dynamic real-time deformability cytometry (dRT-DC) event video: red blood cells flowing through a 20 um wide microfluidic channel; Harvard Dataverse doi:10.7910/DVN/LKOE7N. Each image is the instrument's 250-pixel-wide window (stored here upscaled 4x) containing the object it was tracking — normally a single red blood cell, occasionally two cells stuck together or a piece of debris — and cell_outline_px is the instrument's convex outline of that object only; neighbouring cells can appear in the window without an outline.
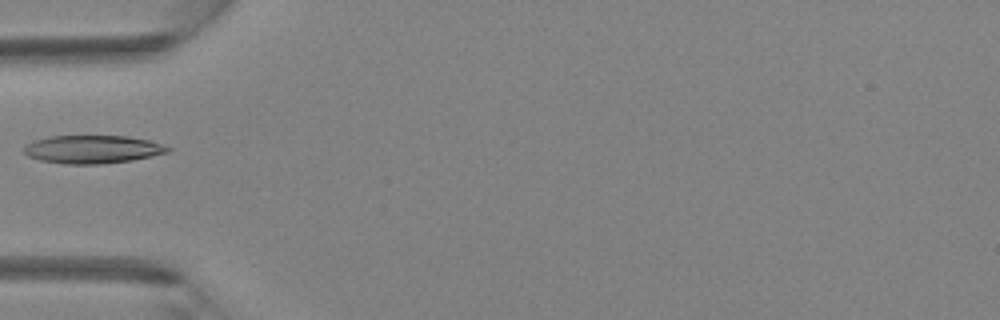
{"species": "Egyptian fruit bat (a non-hibernating species)", "species_latin": "Rousettus aegyptiacus", "temperature_condition": "room temperature", "stored_images_in_passage": 5, "camera_frame_rate_fps": 3000, "um_per_image_px": 0.085, "animal": {"sex": "female"}, "frame": {"image": 1, "passage_image": 5, "time_ms": 1.333, "image_size_px": [1000, 320], "cell_outline_px": [[172, 152], [132, 160], [100, 164], [64, 164], [40, 160], [28, 156], [24, 152], [24, 144], [32, 140], [48, 136], [128, 136], [152, 140], [172, 148]], "centroid_in_image_um": [7.89, 12.68], "position_along_channel_um": 77.1, "area_um2": 23.93}}